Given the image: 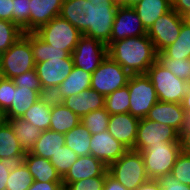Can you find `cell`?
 <instances>
[{"label": "cell", "instance_id": "cell-1", "mask_svg": "<svg viewBox=\"0 0 190 190\" xmlns=\"http://www.w3.org/2000/svg\"><path fill=\"white\" fill-rule=\"evenodd\" d=\"M118 7L115 0H63L60 16L82 35L107 44Z\"/></svg>", "mask_w": 190, "mask_h": 190}, {"label": "cell", "instance_id": "cell-2", "mask_svg": "<svg viewBox=\"0 0 190 190\" xmlns=\"http://www.w3.org/2000/svg\"><path fill=\"white\" fill-rule=\"evenodd\" d=\"M108 56L130 74H146L158 59V53L147 34L112 42L108 46Z\"/></svg>", "mask_w": 190, "mask_h": 190}, {"label": "cell", "instance_id": "cell-3", "mask_svg": "<svg viewBox=\"0 0 190 190\" xmlns=\"http://www.w3.org/2000/svg\"><path fill=\"white\" fill-rule=\"evenodd\" d=\"M109 174L125 189L136 190L149 180L141 152L128 149L118 160L108 166Z\"/></svg>", "mask_w": 190, "mask_h": 190}, {"label": "cell", "instance_id": "cell-4", "mask_svg": "<svg viewBox=\"0 0 190 190\" xmlns=\"http://www.w3.org/2000/svg\"><path fill=\"white\" fill-rule=\"evenodd\" d=\"M146 75L154 85L158 101L182 103L189 82L177 78L158 60L148 68Z\"/></svg>", "mask_w": 190, "mask_h": 190}, {"label": "cell", "instance_id": "cell-5", "mask_svg": "<svg viewBox=\"0 0 190 190\" xmlns=\"http://www.w3.org/2000/svg\"><path fill=\"white\" fill-rule=\"evenodd\" d=\"M35 65L29 33H23L7 51L0 54V73L4 78L13 79L35 69Z\"/></svg>", "mask_w": 190, "mask_h": 190}, {"label": "cell", "instance_id": "cell-6", "mask_svg": "<svg viewBox=\"0 0 190 190\" xmlns=\"http://www.w3.org/2000/svg\"><path fill=\"white\" fill-rule=\"evenodd\" d=\"M181 151L180 142H164L141 151L148 178L157 180L164 174L171 173Z\"/></svg>", "mask_w": 190, "mask_h": 190}, {"label": "cell", "instance_id": "cell-7", "mask_svg": "<svg viewBox=\"0 0 190 190\" xmlns=\"http://www.w3.org/2000/svg\"><path fill=\"white\" fill-rule=\"evenodd\" d=\"M35 33L50 46L71 55L78 44L81 32L60 15L41 26Z\"/></svg>", "mask_w": 190, "mask_h": 190}, {"label": "cell", "instance_id": "cell-8", "mask_svg": "<svg viewBox=\"0 0 190 190\" xmlns=\"http://www.w3.org/2000/svg\"><path fill=\"white\" fill-rule=\"evenodd\" d=\"M127 85L130 95L129 113L139 119L145 118L158 102L154 85L146 74H131Z\"/></svg>", "mask_w": 190, "mask_h": 190}, {"label": "cell", "instance_id": "cell-9", "mask_svg": "<svg viewBox=\"0 0 190 190\" xmlns=\"http://www.w3.org/2000/svg\"><path fill=\"white\" fill-rule=\"evenodd\" d=\"M131 74L110 56L92 73L91 88L104 97L127 85Z\"/></svg>", "mask_w": 190, "mask_h": 190}, {"label": "cell", "instance_id": "cell-10", "mask_svg": "<svg viewBox=\"0 0 190 190\" xmlns=\"http://www.w3.org/2000/svg\"><path fill=\"white\" fill-rule=\"evenodd\" d=\"M184 22L185 18L171 9L152 24L147 31V36L153 42L157 53L177 40Z\"/></svg>", "mask_w": 190, "mask_h": 190}, {"label": "cell", "instance_id": "cell-11", "mask_svg": "<svg viewBox=\"0 0 190 190\" xmlns=\"http://www.w3.org/2000/svg\"><path fill=\"white\" fill-rule=\"evenodd\" d=\"M108 55V46L100 40L82 35L71 56L74 66L93 73Z\"/></svg>", "mask_w": 190, "mask_h": 190}, {"label": "cell", "instance_id": "cell-12", "mask_svg": "<svg viewBox=\"0 0 190 190\" xmlns=\"http://www.w3.org/2000/svg\"><path fill=\"white\" fill-rule=\"evenodd\" d=\"M179 133L170 126L141 118L138 124L136 142L133 150L144 151L153 145L164 142H180Z\"/></svg>", "mask_w": 190, "mask_h": 190}, {"label": "cell", "instance_id": "cell-13", "mask_svg": "<svg viewBox=\"0 0 190 190\" xmlns=\"http://www.w3.org/2000/svg\"><path fill=\"white\" fill-rule=\"evenodd\" d=\"M74 67L72 56L50 58L48 61L35 65V70L43 91L52 94L54 90L68 77Z\"/></svg>", "mask_w": 190, "mask_h": 190}, {"label": "cell", "instance_id": "cell-14", "mask_svg": "<svg viewBox=\"0 0 190 190\" xmlns=\"http://www.w3.org/2000/svg\"><path fill=\"white\" fill-rule=\"evenodd\" d=\"M146 34L147 31L133 7L119 5L112 26L111 40L106 45L109 46L112 42Z\"/></svg>", "mask_w": 190, "mask_h": 190}, {"label": "cell", "instance_id": "cell-15", "mask_svg": "<svg viewBox=\"0 0 190 190\" xmlns=\"http://www.w3.org/2000/svg\"><path fill=\"white\" fill-rule=\"evenodd\" d=\"M108 166L92 155L79 156L68 172L62 177V185L67 187L70 183L91 177H106Z\"/></svg>", "mask_w": 190, "mask_h": 190}, {"label": "cell", "instance_id": "cell-16", "mask_svg": "<svg viewBox=\"0 0 190 190\" xmlns=\"http://www.w3.org/2000/svg\"><path fill=\"white\" fill-rule=\"evenodd\" d=\"M140 119L130 113L112 114L108 132L127 149H134Z\"/></svg>", "mask_w": 190, "mask_h": 190}, {"label": "cell", "instance_id": "cell-17", "mask_svg": "<svg viewBox=\"0 0 190 190\" xmlns=\"http://www.w3.org/2000/svg\"><path fill=\"white\" fill-rule=\"evenodd\" d=\"M90 140V155L99 159L107 166L118 160L128 150L118 140L113 138L108 130L91 135Z\"/></svg>", "mask_w": 190, "mask_h": 190}, {"label": "cell", "instance_id": "cell-18", "mask_svg": "<svg viewBox=\"0 0 190 190\" xmlns=\"http://www.w3.org/2000/svg\"><path fill=\"white\" fill-rule=\"evenodd\" d=\"M145 118L170 126L180 134L185 125L186 115L182 104L158 101Z\"/></svg>", "mask_w": 190, "mask_h": 190}, {"label": "cell", "instance_id": "cell-19", "mask_svg": "<svg viewBox=\"0 0 190 190\" xmlns=\"http://www.w3.org/2000/svg\"><path fill=\"white\" fill-rule=\"evenodd\" d=\"M61 103L82 118L89 112L104 108L105 97L90 87L78 95L64 98Z\"/></svg>", "mask_w": 190, "mask_h": 190}, {"label": "cell", "instance_id": "cell-20", "mask_svg": "<svg viewBox=\"0 0 190 190\" xmlns=\"http://www.w3.org/2000/svg\"><path fill=\"white\" fill-rule=\"evenodd\" d=\"M92 73L74 66L68 77L54 90L51 97L54 101L61 102L70 95H78L83 90L90 88Z\"/></svg>", "mask_w": 190, "mask_h": 190}, {"label": "cell", "instance_id": "cell-21", "mask_svg": "<svg viewBox=\"0 0 190 190\" xmlns=\"http://www.w3.org/2000/svg\"><path fill=\"white\" fill-rule=\"evenodd\" d=\"M63 0H30V32L60 15Z\"/></svg>", "mask_w": 190, "mask_h": 190}, {"label": "cell", "instance_id": "cell-22", "mask_svg": "<svg viewBox=\"0 0 190 190\" xmlns=\"http://www.w3.org/2000/svg\"><path fill=\"white\" fill-rule=\"evenodd\" d=\"M24 163L26 164L34 181H40L43 183L62 182V177L50 163L49 159L26 152Z\"/></svg>", "mask_w": 190, "mask_h": 190}, {"label": "cell", "instance_id": "cell-23", "mask_svg": "<svg viewBox=\"0 0 190 190\" xmlns=\"http://www.w3.org/2000/svg\"><path fill=\"white\" fill-rule=\"evenodd\" d=\"M42 96L39 91L15 86L12 104L4 112L5 119L22 118L25 112Z\"/></svg>", "mask_w": 190, "mask_h": 190}, {"label": "cell", "instance_id": "cell-24", "mask_svg": "<svg viewBox=\"0 0 190 190\" xmlns=\"http://www.w3.org/2000/svg\"><path fill=\"white\" fill-rule=\"evenodd\" d=\"M133 9L146 31H148L160 16L172 9V3L171 0H142Z\"/></svg>", "mask_w": 190, "mask_h": 190}, {"label": "cell", "instance_id": "cell-25", "mask_svg": "<svg viewBox=\"0 0 190 190\" xmlns=\"http://www.w3.org/2000/svg\"><path fill=\"white\" fill-rule=\"evenodd\" d=\"M52 97L50 94L43 95L23 115L22 119L30 122L33 126L45 131L50 127Z\"/></svg>", "mask_w": 190, "mask_h": 190}, {"label": "cell", "instance_id": "cell-26", "mask_svg": "<svg viewBox=\"0 0 190 190\" xmlns=\"http://www.w3.org/2000/svg\"><path fill=\"white\" fill-rule=\"evenodd\" d=\"M80 122L81 118L78 115L61 102L52 99L50 130L65 134Z\"/></svg>", "mask_w": 190, "mask_h": 190}, {"label": "cell", "instance_id": "cell-27", "mask_svg": "<svg viewBox=\"0 0 190 190\" xmlns=\"http://www.w3.org/2000/svg\"><path fill=\"white\" fill-rule=\"evenodd\" d=\"M65 146V135L56 131L47 129L41 132L40 138L29 153L50 159L60 148Z\"/></svg>", "mask_w": 190, "mask_h": 190}, {"label": "cell", "instance_id": "cell-28", "mask_svg": "<svg viewBox=\"0 0 190 190\" xmlns=\"http://www.w3.org/2000/svg\"><path fill=\"white\" fill-rule=\"evenodd\" d=\"M25 152H30L40 138L41 130L22 118L5 119Z\"/></svg>", "mask_w": 190, "mask_h": 190}, {"label": "cell", "instance_id": "cell-29", "mask_svg": "<svg viewBox=\"0 0 190 190\" xmlns=\"http://www.w3.org/2000/svg\"><path fill=\"white\" fill-rule=\"evenodd\" d=\"M64 135L65 145L78 156L90 155L91 133L81 122Z\"/></svg>", "mask_w": 190, "mask_h": 190}, {"label": "cell", "instance_id": "cell-30", "mask_svg": "<svg viewBox=\"0 0 190 190\" xmlns=\"http://www.w3.org/2000/svg\"><path fill=\"white\" fill-rule=\"evenodd\" d=\"M29 42L32 47V54L36 64L48 61L50 58L54 57H61V59H64L69 56L66 51L56 49L47 44L35 32H29Z\"/></svg>", "mask_w": 190, "mask_h": 190}, {"label": "cell", "instance_id": "cell-31", "mask_svg": "<svg viewBox=\"0 0 190 190\" xmlns=\"http://www.w3.org/2000/svg\"><path fill=\"white\" fill-rule=\"evenodd\" d=\"M25 154L11 126L5 121L0 126V159Z\"/></svg>", "mask_w": 190, "mask_h": 190}, {"label": "cell", "instance_id": "cell-32", "mask_svg": "<svg viewBox=\"0 0 190 190\" xmlns=\"http://www.w3.org/2000/svg\"><path fill=\"white\" fill-rule=\"evenodd\" d=\"M163 52L173 60L190 58V25L184 22L177 40L165 48Z\"/></svg>", "mask_w": 190, "mask_h": 190}, {"label": "cell", "instance_id": "cell-33", "mask_svg": "<svg viewBox=\"0 0 190 190\" xmlns=\"http://www.w3.org/2000/svg\"><path fill=\"white\" fill-rule=\"evenodd\" d=\"M130 95L128 85L115 90L105 97V110L110 114L129 113Z\"/></svg>", "mask_w": 190, "mask_h": 190}, {"label": "cell", "instance_id": "cell-34", "mask_svg": "<svg viewBox=\"0 0 190 190\" xmlns=\"http://www.w3.org/2000/svg\"><path fill=\"white\" fill-rule=\"evenodd\" d=\"M110 114L105 108L94 110L81 118V123L89 130L91 135L108 130Z\"/></svg>", "mask_w": 190, "mask_h": 190}, {"label": "cell", "instance_id": "cell-35", "mask_svg": "<svg viewBox=\"0 0 190 190\" xmlns=\"http://www.w3.org/2000/svg\"><path fill=\"white\" fill-rule=\"evenodd\" d=\"M157 60L177 78L190 82V58L173 60L162 51L158 53Z\"/></svg>", "mask_w": 190, "mask_h": 190}, {"label": "cell", "instance_id": "cell-36", "mask_svg": "<svg viewBox=\"0 0 190 190\" xmlns=\"http://www.w3.org/2000/svg\"><path fill=\"white\" fill-rule=\"evenodd\" d=\"M22 35L23 31L16 23L0 20V54L7 51Z\"/></svg>", "mask_w": 190, "mask_h": 190}, {"label": "cell", "instance_id": "cell-37", "mask_svg": "<svg viewBox=\"0 0 190 190\" xmlns=\"http://www.w3.org/2000/svg\"><path fill=\"white\" fill-rule=\"evenodd\" d=\"M33 182L34 179L26 164L22 163L19 168L10 171L6 190H27Z\"/></svg>", "mask_w": 190, "mask_h": 190}, {"label": "cell", "instance_id": "cell-38", "mask_svg": "<svg viewBox=\"0 0 190 190\" xmlns=\"http://www.w3.org/2000/svg\"><path fill=\"white\" fill-rule=\"evenodd\" d=\"M79 156L66 145L52 155L49 159L50 163L54 166L57 172L63 177L71 166L77 161Z\"/></svg>", "mask_w": 190, "mask_h": 190}, {"label": "cell", "instance_id": "cell-39", "mask_svg": "<svg viewBox=\"0 0 190 190\" xmlns=\"http://www.w3.org/2000/svg\"><path fill=\"white\" fill-rule=\"evenodd\" d=\"M12 22L16 23L23 33L30 32V0H13Z\"/></svg>", "mask_w": 190, "mask_h": 190}, {"label": "cell", "instance_id": "cell-40", "mask_svg": "<svg viewBox=\"0 0 190 190\" xmlns=\"http://www.w3.org/2000/svg\"><path fill=\"white\" fill-rule=\"evenodd\" d=\"M171 174L180 183L190 186V153L181 151L172 167Z\"/></svg>", "mask_w": 190, "mask_h": 190}, {"label": "cell", "instance_id": "cell-41", "mask_svg": "<svg viewBox=\"0 0 190 190\" xmlns=\"http://www.w3.org/2000/svg\"><path fill=\"white\" fill-rule=\"evenodd\" d=\"M25 155L11 156L0 159V190H6L10 171L19 168L24 163Z\"/></svg>", "mask_w": 190, "mask_h": 190}, {"label": "cell", "instance_id": "cell-42", "mask_svg": "<svg viewBox=\"0 0 190 190\" xmlns=\"http://www.w3.org/2000/svg\"><path fill=\"white\" fill-rule=\"evenodd\" d=\"M12 80L14 85L17 87L29 88L39 91L42 95H46L40 84V79L38 78L35 69L24 72L23 74L14 77Z\"/></svg>", "mask_w": 190, "mask_h": 190}, {"label": "cell", "instance_id": "cell-43", "mask_svg": "<svg viewBox=\"0 0 190 190\" xmlns=\"http://www.w3.org/2000/svg\"><path fill=\"white\" fill-rule=\"evenodd\" d=\"M15 85L12 79L2 77L0 79V110L4 113L12 104Z\"/></svg>", "mask_w": 190, "mask_h": 190}, {"label": "cell", "instance_id": "cell-44", "mask_svg": "<svg viewBox=\"0 0 190 190\" xmlns=\"http://www.w3.org/2000/svg\"><path fill=\"white\" fill-rule=\"evenodd\" d=\"M106 177H91L70 183L67 190H102Z\"/></svg>", "mask_w": 190, "mask_h": 190}, {"label": "cell", "instance_id": "cell-45", "mask_svg": "<svg viewBox=\"0 0 190 190\" xmlns=\"http://www.w3.org/2000/svg\"><path fill=\"white\" fill-rule=\"evenodd\" d=\"M157 181L160 184L161 190H190L189 185L180 183L171 173L164 174Z\"/></svg>", "mask_w": 190, "mask_h": 190}, {"label": "cell", "instance_id": "cell-46", "mask_svg": "<svg viewBox=\"0 0 190 190\" xmlns=\"http://www.w3.org/2000/svg\"><path fill=\"white\" fill-rule=\"evenodd\" d=\"M179 141L182 151L190 153V115H186L185 125L179 135Z\"/></svg>", "mask_w": 190, "mask_h": 190}, {"label": "cell", "instance_id": "cell-47", "mask_svg": "<svg viewBox=\"0 0 190 190\" xmlns=\"http://www.w3.org/2000/svg\"><path fill=\"white\" fill-rule=\"evenodd\" d=\"M171 3L172 9L182 17L190 13V0H171Z\"/></svg>", "mask_w": 190, "mask_h": 190}, {"label": "cell", "instance_id": "cell-48", "mask_svg": "<svg viewBox=\"0 0 190 190\" xmlns=\"http://www.w3.org/2000/svg\"><path fill=\"white\" fill-rule=\"evenodd\" d=\"M63 187L62 182H40L34 181L27 190H60Z\"/></svg>", "mask_w": 190, "mask_h": 190}, {"label": "cell", "instance_id": "cell-49", "mask_svg": "<svg viewBox=\"0 0 190 190\" xmlns=\"http://www.w3.org/2000/svg\"><path fill=\"white\" fill-rule=\"evenodd\" d=\"M13 0H0V20L12 21Z\"/></svg>", "mask_w": 190, "mask_h": 190}, {"label": "cell", "instance_id": "cell-50", "mask_svg": "<svg viewBox=\"0 0 190 190\" xmlns=\"http://www.w3.org/2000/svg\"><path fill=\"white\" fill-rule=\"evenodd\" d=\"M102 190H128L125 189L117 180H115L109 173L106 175L105 183Z\"/></svg>", "mask_w": 190, "mask_h": 190}, {"label": "cell", "instance_id": "cell-51", "mask_svg": "<svg viewBox=\"0 0 190 190\" xmlns=\"http://www.w3.org/2000/svg\"><path fill=\"white\" fill-rule=\"evenodd\" d=\"M136 190H161L160 184L157 180L149 179L141 184Z\"/></svg>", "mask_w": 190, "mask_h": 190}, {"label": "cell", "instance_id": "cell-52", "mask_svg": "<svg viewBox=\"0 0 190 190\" xmlns=\"http://www.w3.org/2000/svg\"><path fill=\"white\" fill-rule=\"evenodd\" d=\"M181 104L185 111V115H190V82L187 85L186 95Z\"/></svg>", "mask_w": 190, "mask_h": 190}, {"label": "cell", "instance_id": "cell-53", "mask_svg": "<svg viewBox=\"0 0 190 190\" xmlns=\"http://www.w3.org/2000/svg\"><path fill=\"white\" fill-rule=\"evenodd\" d=\"M142 0H122L119 5L122 7H134Z\"/></svg>", "mask_w": 190, "mask_h": 190}, {"label": "cell", "instance_id": "cell-54", "mask_svg": "<svg viewBox=\"0 0 190 190\" xmlns=\"http://www.w3.org/2000/svg\"><path fill=\"white\" fill-rule=\"evenodd\" d=\"M5 122L4 113L0 110V126Z\"/></svg>", "mask_w": 190, "mask_h": 190}, {"label": "cell", "instance_id": "cell-55", "mask_svg": "<svg viewBox=\"0 0 190 190\" xmlns=\"http://www.w3.org/2000/svg\"><path fill=\"white\" fill-rule=\"evenodd\" d=\"M185 22L190 25V13L185 17Z\"/></svg>", "mask_w": 190, "mask_h": 190}, {"label": "cell", "instance_id": "cell-56", "mask_svg": "<svg viewBox=\"0 0 190 190\" xmlns=\"http://www.w3.org/2000/svg\"><path fill=\"white\" fill-rule=\"evenodd\" d=\"M60 190H67V189H66V187L63 186Z\"/></svg>", "mask_w": 190, "mask_h": 190}]
</instances>
